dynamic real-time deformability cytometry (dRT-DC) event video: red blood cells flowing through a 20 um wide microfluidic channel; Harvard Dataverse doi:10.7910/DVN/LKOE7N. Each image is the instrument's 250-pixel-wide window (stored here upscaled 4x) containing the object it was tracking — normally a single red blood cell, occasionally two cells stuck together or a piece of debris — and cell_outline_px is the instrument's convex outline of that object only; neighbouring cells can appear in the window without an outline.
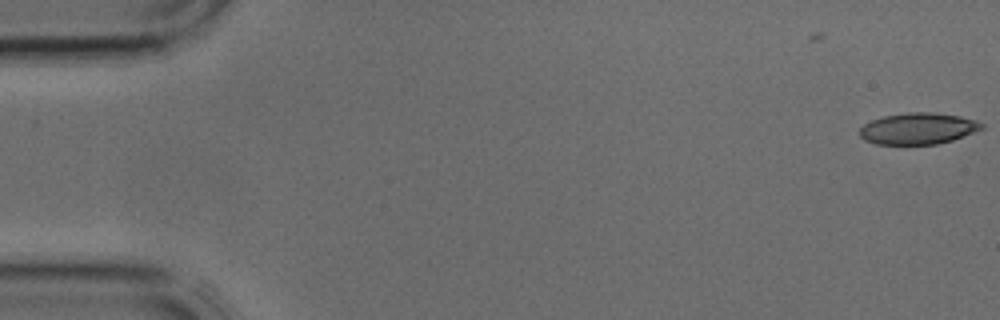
{"species": "common noctule bat (a hibernating species)", "species_latin": "Nyctalus noctula", "temperature_condition": "cold", "stored_images_in_passage": 3, "segment_of_instrument_passage": [2, 2], "camera_frame_rate_fps": 3000, "um_per_image_px": 0.085, "animal": {"sex": "male", "body_mass_g": 17.9, "forearm_length_mm": 54.2}, "frame": {"image": 1, "passage_image": 3, "time_ms": 0.667, "image_size_px": [1000, 320], "cell_outline_px": [[984, 128], [952, 140], [936, 144], [876, 144], [864, 140], [860, 136], [860, 128], [864, 124], [872, 120], [884, 116], [908, 112], [932, 112], [960, 116], [976, 120], [984, 124]], "centroid_in_image_um": [78.03, 10.92], "position_along_channel_um": 7.0, "area_um2": 22.25}}